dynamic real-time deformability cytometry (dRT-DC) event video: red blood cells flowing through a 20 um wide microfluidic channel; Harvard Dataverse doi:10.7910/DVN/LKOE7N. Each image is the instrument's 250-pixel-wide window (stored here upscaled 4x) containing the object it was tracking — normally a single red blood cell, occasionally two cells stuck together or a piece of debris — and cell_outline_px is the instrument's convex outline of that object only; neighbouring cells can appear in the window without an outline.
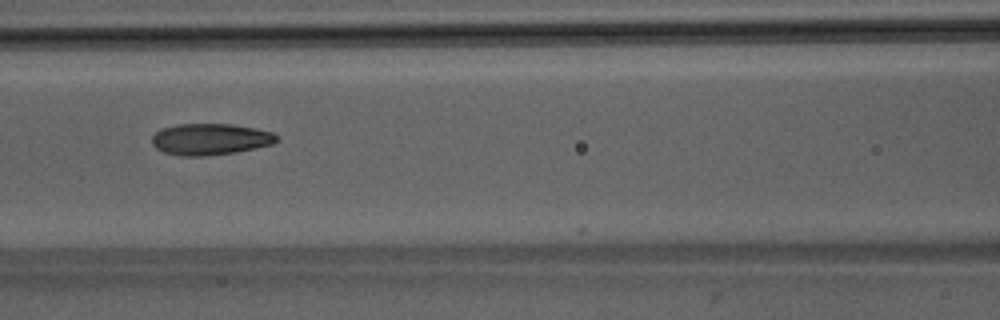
{"species": "Egyptian fruit bat (a non-hibernating species)", "species_latin": "Rousettus aegyptiacus", "temperature_condition": "room temperature", "stored_images_in_passage": 9, "camera_frame_rate_fps": 3000, "um_per_image_px": 0.085, "animal": {"sex": "male"}, "frame": {"image": 1, "passage_image": 7, "time_ms": 6.667, "image_size_px": [1000, 320], "cell_outline_px": [[280, 140], [272, 144], [256, 148], [236, 152], [204, 156], [180, 156], [164, 152], [156, 148], [152, 144], [152, 136], [160, 128], [176, 124], [232, 124], [256, 128], [272, 132]], "centroid_in_image_um": [17.86, 11.83], "position_along_channel_um": 148.7, "area_um2": 23.0}}